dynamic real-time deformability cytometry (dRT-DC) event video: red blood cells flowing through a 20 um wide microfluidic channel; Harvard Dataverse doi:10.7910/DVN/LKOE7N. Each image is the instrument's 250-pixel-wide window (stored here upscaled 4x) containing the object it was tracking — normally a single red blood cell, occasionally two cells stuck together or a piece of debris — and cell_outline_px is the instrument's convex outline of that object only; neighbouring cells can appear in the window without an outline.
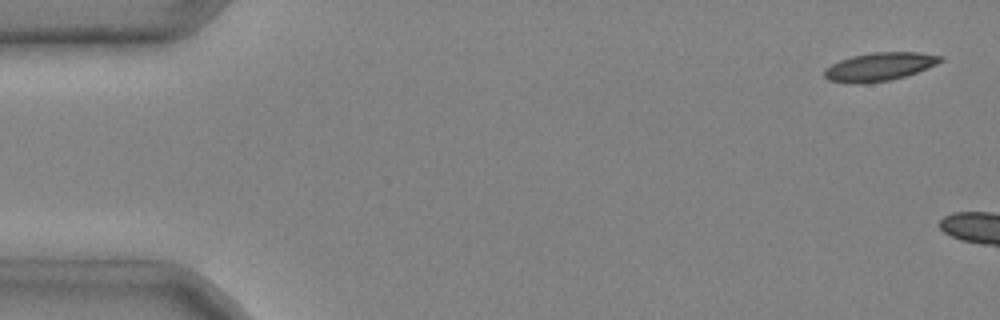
{"species": "common noctule bat (a hibernating species)", "species_latin": "Nyctalus noctula", "temperature_condition": "cold", "stored_images_in_passage": 5, "camera_frame_rate_fps": 3000, "um_per_image_px": 0.085, "animal": {"sex": "male", "body_mass_g": 20.4}, "frame": {"image": 1, "passage_image": 1, "time_ms": 0.0, "image_size_px": [1000, 320], "cell_outline_px": [[944, 60], [936, 64], [916, 72], [904, 76], [888, 80], [864, 84], [852, 84], [828, 80], [824, 76], [824, 68], [840, 60], [852, 56], [872, 52], [916, 52], [944, 56]], "centroid_in_image_um": [74.72, 5.67], "position_along_channel_um": 10.3, "area_um2": 19.13}}